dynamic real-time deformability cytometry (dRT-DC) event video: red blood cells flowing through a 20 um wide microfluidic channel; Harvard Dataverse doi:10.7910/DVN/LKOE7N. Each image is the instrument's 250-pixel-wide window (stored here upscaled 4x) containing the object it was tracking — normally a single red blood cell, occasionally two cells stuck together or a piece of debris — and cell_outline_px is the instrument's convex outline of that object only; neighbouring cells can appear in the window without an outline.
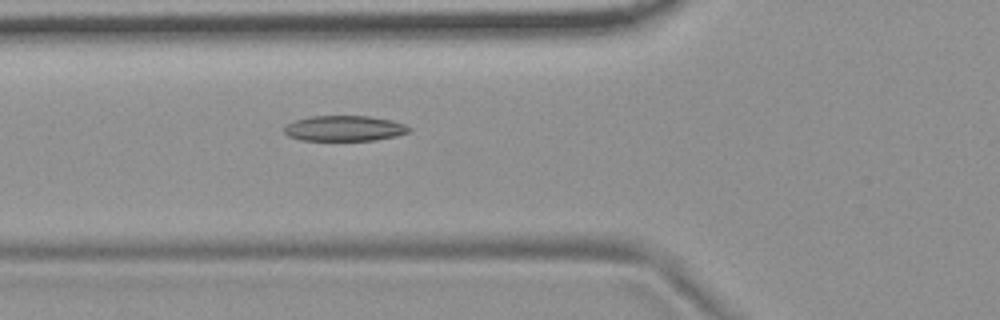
{"species": "common noctule bat (a hibernating species)", "species_latin": "Nyctalus noctula", "temperature_condition": "room temperature", "stored_images_in_passage": 6, "camera_frame_rate_fps": 3000, "um_per_image_px": 0.085, "animal": {"sex": "female", "body_mass_g": 19.9}, "frame": {"image": 1, "passage_image": 6, "time_ms": 1.667, "image_size_px": [1000, 320], "cell_outline_px": [[412, 128], [408, 132], [396, 136], [376, 140], [300, 140], [288, 136], [284, 132], [284, 128], [288, 124], [296, 120], [308, 116], [368, 116], [392, 120], [404, 124]], "centroid_in_image_um": [29.28, 10.91], "position_along_channel_um": 96.5, "area_um2": 18.5}}